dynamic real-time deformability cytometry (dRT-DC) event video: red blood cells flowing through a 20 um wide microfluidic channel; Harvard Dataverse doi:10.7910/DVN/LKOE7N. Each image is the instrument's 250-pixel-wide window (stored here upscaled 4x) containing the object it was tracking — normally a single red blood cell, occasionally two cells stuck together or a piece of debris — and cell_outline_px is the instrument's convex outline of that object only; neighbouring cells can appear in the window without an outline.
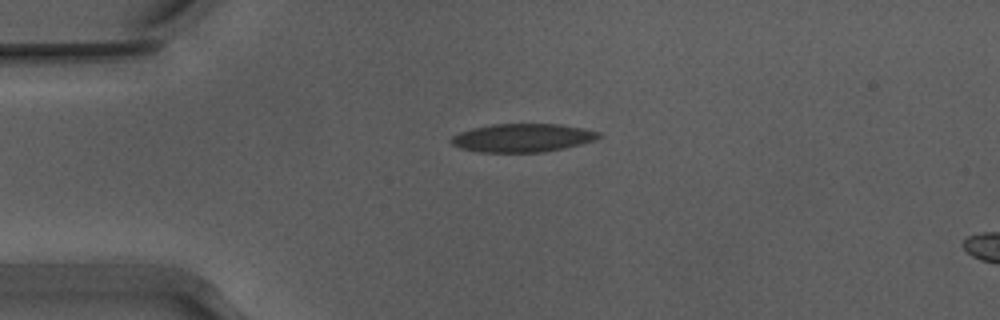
{"species": "Egyptian fruit bat (a non-hibernating species)", "species_latin": "Rousettus aegyptiacus", "temperature_condition": "warm", "stored_images_in_passage": 5, "camera_frame_rate_fps": 3000, "um_per_image_px": 0.085, "animal": {"sex": "male"}, "frame": {"image": 1, "passage_image": 1, "time_ms": 0.0, "image_size_px": [1000, 320], "cell_outline_px": [[600, 136], [596, 140], [564, 148], [544, 152], [476, 152], [460, 148], [452, 144], [452, 136], [460, 132], [472, 128], [492, 124], [560, 124], [600, 132]], "centroid_in_image_um": [44.4, 11.72], "position_along_channel_um": 40.6, "area_um2": 24.28}}